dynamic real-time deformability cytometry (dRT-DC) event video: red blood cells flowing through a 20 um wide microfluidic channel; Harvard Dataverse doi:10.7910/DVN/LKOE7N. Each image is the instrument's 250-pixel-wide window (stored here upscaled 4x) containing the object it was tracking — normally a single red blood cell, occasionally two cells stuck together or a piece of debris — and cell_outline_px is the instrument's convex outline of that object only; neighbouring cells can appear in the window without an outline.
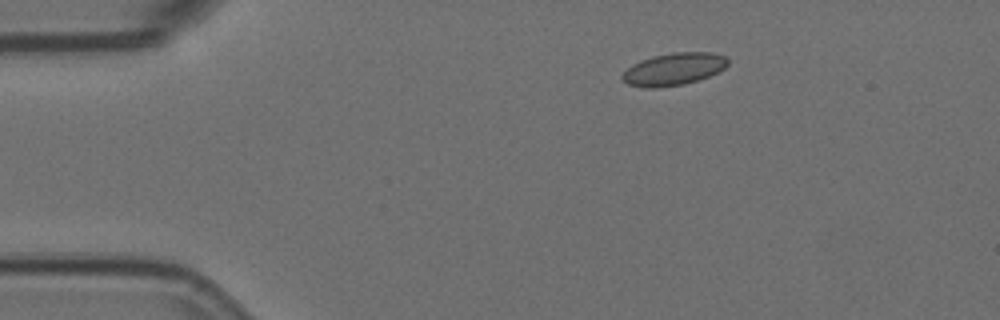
{"species": "Egyptian fruit bat (a non-hibernating species)", "species_latin": "Rousettus aegyptiacus", "temperature_condition": "room temperature", "stored_images_in_passage": 2, "camera_frame_rate_fps": 3000, "um_per_image_px": 0.085, "animal": {"sex": "female"}, "frame": {"image": 1, "passage_image": 1, "time_ms": 0.0, "image_size_px": [1000, 320], "cell_outline_px": [[728, 64], [724, 68], [708, 76], [684, 84], [656, 88], [648, 88], [628, 84], [620, 76], [632, 64], [640, 60], [652, 56], [672, 52], [712, 52], [724, 56], [728, 60]], "centroid_in_image_um": [57.25, 5.86], "position_along_channel_um": 27.8, "area_um2": 19.77}}